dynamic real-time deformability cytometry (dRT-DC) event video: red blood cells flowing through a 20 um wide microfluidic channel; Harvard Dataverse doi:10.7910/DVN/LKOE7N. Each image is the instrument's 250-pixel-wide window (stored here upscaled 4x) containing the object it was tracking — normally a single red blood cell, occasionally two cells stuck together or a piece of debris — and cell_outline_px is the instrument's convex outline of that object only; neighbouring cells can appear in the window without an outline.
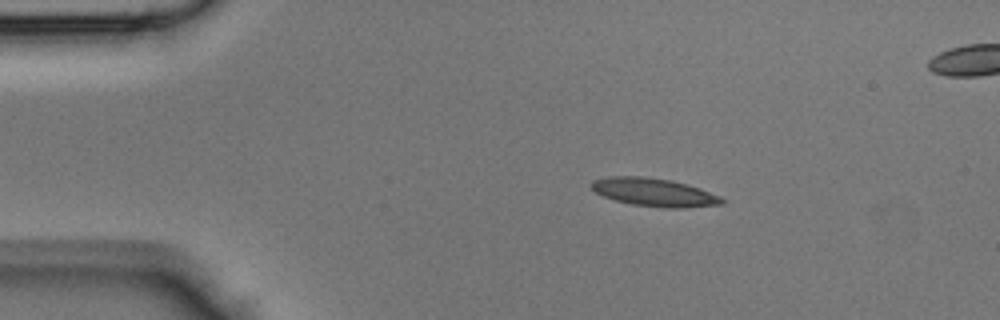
{"species": "Egyptian fruit bat (a non-hibernating species)", "species_latin": "Rousettus aegyptiacus", "temperature_condition": "room temperature", "stored_images_in_passage": 15, "camera_frame_rate_fps": 3000, "um_per_image_px": 0.085, "animal": {"sex": "male"}, "frame": {"image": 1, "passage_image": 7, "time_ms": 2.0, "image_size_px": [1000, 320], "cell_outline_px": [[724, 204], [684, 208], [664, 208], [632, 204], [616, 200], [604, 196], [596, 192], [588, 184], [592, 180], [608, 176], [644, 176], [672, 180], [688, 184], [700, 188], [720, 196], [724, 200]], "centroid_in_image_um": [55.6, 16.33], "position_along_channel_um": 29.4, "area_um2": 21.56}}
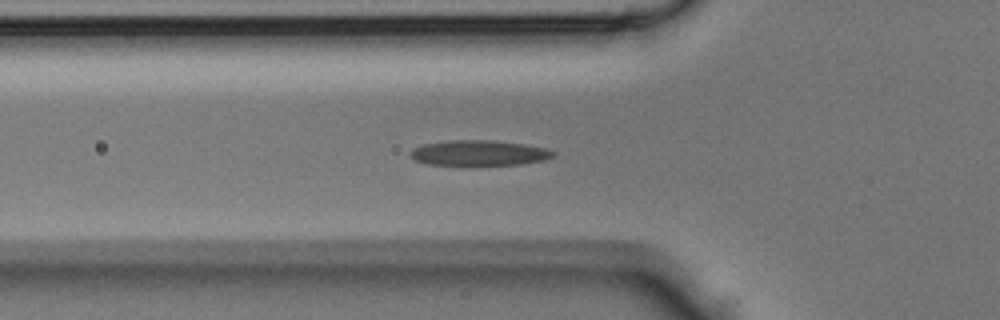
{"frame": {"image": 2, "passage_image": 14, "time_ms": 4.333, "image_size_px": [1000, 320], "cell_outline_px": [[556, 152], [552, 156], [544, 160], [520, 164], [476, 168], [428, 164], [416, 160], [408, 156], [408, 152], [412, 148], [424, 144], [448, 140], [492, 140], [524, 144], [544, 148]], "centroid_in_image_um": [40.64, 13.05], "position_along_channel_um": 85.2, "area_um2": 22.14}}